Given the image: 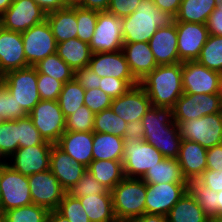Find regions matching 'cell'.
<instances>
[{
	"label": "cell",
	"instance_id": "34",
	"mask_svg": "<svg viewBox=\"0 0 222 222\" xmlns=\"http://www.w3.org/2000/svg\"><path fill=\"white\" fill-rule=\"evenodd\" d=\"M215 8V0H182L174 22L206 24Z\"/></svg>",
	"mask_w": 222,
	"mask_h": 222
},
{
	"label": "cell",
	"instance_id": "25",
	"mask_svg": "<svg viewBox=\"0 0 222 222\" xmlns=\"http://www.w3.org/2000/svg\"><path fill=\"white\" fill-rule=\"evenodd\" d=\"M56 145L71 158L86 167H88L90 162L93 160V131H65L59 138Z\"/></svg>",
	"mask_w": 222,
	"mask_h": 222
},
{
	"label": "cell",
	"instance_id": "48",
	"mask_svg": "<svg viewBox=\"0 0 222 222\" xmlns=\"http://www.w3.org/2000/svg\"><path fill=\"white\" fill-rule=\"evenodd\" d=\"M137 84H139V82L136 79L102 77L99 89L114 99L125 94L132 86Z\"/></svg>",
	"mask_w": 222,
	"mask_h": 222
},
{
	"label": "cell",
	"instance_id": "18",
	"mask_svg": "<svg viewBox=\"0 0 222 222\" xmlns=\"http://www.w3.org/2000/svg\"><path fill=\"white\" fill-rule=\"evenodd\" d=\"M29 66L21 33L4 29L0 25V73L5 75Z\"/></svg>",
	"mask_w": 222,
	"mask_h": 222
},
{
	"label": "cell",
	"instance_id": "74",
	"mask_svg": "<svg viewBox=\"0 0 222 222\" xmlns=\"http://www.w3.org/2000/svg\"><path fill=\"white\" fill-rule=\"evenodd\" d=\"M1 157H2V155H1V153H0V158H1ZM1 164H4V162L0 161V165H1Z\"/></svg>",
	"mask_w": 222,
	"mask_h": 222
},
{
	"label": "cell",
	"instance_id": "64",
	"mask_svg": "<svg viewBox=\"0 0 222 222\" xmlns=\"http://www.w3.org/2000/svg\"><path fill=\"white\" fill-rule=\"evenodd\" d=\"M207 222H222V218L221 217L209 218Z\"/></svg>",
	"mask_w": 222,
	"mask_h": 222
},
{
	"label": "cell",
	"instance_id": "51",
	"mask_svg": "<svg viewBox=\"0 0 222 222\" xmlns=\"http://www.w3.org/2000/svg\"><path fill=\"white\" fill-rule=\"evenodd\" d=\"M74 78L85 90L100 88L101 78L88 66L76 69L74 71Z\"/></svg>",
	"mask_w": 222,
	"mask_h": 222
},
{
	"label": "cell",
	"instance_id": "57",
	"mask_svg": "<svg viewBox=\"0 0 222 222\" xmlns=\"http://www.w3.org/2000/svg\"><path fill=\"white\" fill-rule=\"evenodd\" d=\"M111 0H78L75 4L84 9L107 11Z\"/></svg>",
	"mask_w": 222,
	"mask_h": 222
},
{
	"label": "cell",
	"instance_id": "22",
	"mask_svg": "<svg viewBox=\"0 0 222 222\" xmlns=\"http://www.w3.org/2000/svg\"><path fill=\"white\" fill-rule=\"evenodd\" d=\"M157 65L182 63L178 55L176 24L158 28L148 42Z\"/></svg>",
	"mask_w": 222,
	"mask_h": 222
},
{
	"label": "cell",
	"instance_id": "33",
	"mask_svg": "<svg viewBox=\"0 0 222 222\" xmlns=\"http://www.w3.org/2000/svg\"><path fill=\"white\" fill-rule=\"evenodd\" d=\"M124 140L114 134L93 132V160H122Z\"/></svg>",
	"mask_w": 222,
	"mask_h": 222
},
{
	"label": "cell",
	"instance_id": "54",
	"mask_svg": "<svg viewBox=\"0 0 222 222\" xmlns=\"http://www.w3.org/2000/svg\"><path fill=\"white\" fill-rule=\"evenodd\" d=\"M123 140L124 143H132L134 141H145L144 126L141 120H134L132 122L127 123Z\"/></svg>",
	"mask_w": 222,
	"mask_h": 222
},
{
	"label": "cell",
	"instance_id": "47",
	"mask_svg": "<svg viewBox=\"0 0 222 222\" xmlns=\"http://www.w3.org/2000/svg\"><path fill=\"white\" fill-rule=\"evenodd\" d=\"M0 114L6 120H16L27 116L3 83H0Z\"/></svg>",
	"mask_w": 222,
	"mask_h": 222
},
{
	"label": "cell",
	"instance_id": "13",
	"mask_svg": "<svg viewBox=\"0 0 222 222\" xmlns=\"http://www.w3.org/2000/svg\"><path fill=\"white\" fill-rule=\"evenodd\" d=\"M184 93L221 94L220 72L208 69L197 61L182 62Z\"/></svg>",
	"mask_w": 222,
	"mask_h": 222
},
{
	"label": "cell",
	"instance_id": "26",
	"mask_svg": "<svg viewBox=\"0 0 222 222\" xmlns=\"http://www.w3.org/2000/svg\"><path fill=\"white\" fill-rule=\"evenodd\" d=\"M122 51L131 73L138 82L158 66L147 42L123 44Z\"/></svg>",
	"mask_w": 222,
	"mask_h": 222
},
{
	"label": "cell",
	"instance_id": "2",
	"mask_svg": "<svg viewBox=\"0 0 222 222\" xmlns=\"http://www.w3.org/2000/svg\"><path fill=\"white\" fill-rule=\"evenodd\" d=\"M174 20L169 12L158 9L153 0H141L134 13L122 18L124 44L148 43L158 28L170 26Z\"/></svg>",
	"mask_w": 222,
	"mask_h": 222
},
{
	"label": "cell",
	"instance_id": "20",
	"mask_svg": "<svg viewBox=\"0 0 222 222\" xmlns=\"http://www.w3.org/2000/svg\"><path fill=\"white\" fill-rule=\"evenodd\" d=\"M52 146L53 144H39L18 148L11 156L14 157V163L9 166L26 176L49 170Z\"/></svg>",
	"mask_w": 222,
	"mask_h": 222
},
{
	"label": "cell",
	"instance_id": "17",
	"mask_svg": "<svg viewBox=\"0 0 222 222\" xmlns=\"http://www.w3.org/2000/svg\"><path fill=\"white\" fill-rule=\"evenodd\" d=\"M174 23L177 29L179 60L196 61L210 35L207 25L191 22Z\"/></svg>",
	"mask_w": 222,
	"mask_h": 222
},
{
	"label": "cell",
	"instance_id": "30",
	"mask_svg": "<svg viewBox=\"0 0 222 222\" xmlns=\"http://www.w3.org/2000/svg\"><path fill=\"white\" fill-rule=\"evenodd\" d=\"M166 218L167 222H207L209 219L189 190L171 208Z\"/></svg>",
	"mask_w": 222,
	"mask_h": 222
},
{
	"label": "cell",
	"instance_id": "73",
	"mask_svg": "<svg viewBox=\"0 0 222 222\" xmlns=\"http://www.w3.org/2000/svg\"><path fill=\"white\" fill-rule=\"evenodd\" d=\"M1 21H2V14L0 13V25H1Z\"/></svg>",
	"mask_w": 222,
	"mask_h": 222
},
{
	"label": "cell",
	"instance_id": "4",
	"mask_svg": "<svg viewBox=\"0 0 222 222\" xmlns=\"http://www.w3.org/2000/svg\"><path fill=\"white\" fill-rule=\"evenodd\" d=\"M115 218L133 220L145 213L146 183L138 178H124L112 190Z\"/></svg>",
	"mask_w": 222,
	"mask_h": 222
},
{
	"label": "cell",
	"instance_id": "68",
	"mask_svg": "<svg viewBox=\"0 0 222 222\" xmlns=\"http://www.w3.org/2000/svg\"><path fill=\"white\" fill-rule=\"evenodd\" d=\"M216 7L222 5V0H215Z\"/></svg>",
	"mask_w": 222,
	"mask_h": 222
},
{
	"label": "cell",
	"instance_id": "36",
	"mask_svg": "<svg viewBox=\"0 0 222 222\" xmlns=\"http://www.w3.org/2000/svg\"><path fill=\"white\" fill-rule=\"evenodd\" d=\"M37 73L45 74L66 83L74 78V71L57 53L40 60L35 66Z\"/></svg>",
	"mask_w": 222,
	"mask_h": 222
},
{
	"label": "cell",
	"instance_id": "5",
	"mask_svg": "<svg viewBox=\"0 0 222 222\" xmlns=\"http://www.w3.org/2000/svg\"><path fill=\"white\" fill-rule=\"evenodd\" d=\"M174 122L183 140L197 142L206 149L222 144V112Z\"/></svg>",
	"mask_w": 222,
	"mask_h": 222
},
{
	"label": "cell",
	"instance_id": "8",
	"mask_svg": "<svg viewBox=\"0 0 222 222\" xmlns=\"http://www.w3.org/2000/svg\"><path fill=\"white\" fill-rule=\"evenodd\" d=\"M162 159V153L146 141L124 143L122 163L125 178L141 179Z\"/></svg>",
	"mask_w": 222,
	"mask_h": 222
},
{
	"label": "cell",
	"instance_id": "41",
	"mask_svg": "<svg viewBox=\"0 0 222 222\" xmlns=\"http://www.w3.org/2000/svg\"><path fill=\"white\" fill-rule=\"evenodd\" d=\"M19 148L18 123L6 120L0 125V153L2 157H9Z\"/></svg>",
	"mask_w": 222,
	"mask_h": 222
},
{
	"label": "cell",
	"instance_id": "27",
	"mask_svg": "<svg viewBox=\"0 0 222 222\" xmlns=\"http://www.w3.org/2000/svg\"><path fill=\"white\" fill-rule=\"evenodd\" d=\"M46 20L50 25L56 43L77 38L76 4H70L68 7L48 13Z\"/></svg>",
	"mask_w": 222,
	"mask_h": 222
},
{
	"label": "cell",
	"instance_id": "55",
	"mask_svg": "<svg viewBox=\"0 0 222 222\" xmlns=\"http://www.w3.org/2000/svg\"><path fill=\"white\" fill-rule=\"evenodd\" d=\"M207 168L208 170L222 171V144L215 145L207 149Z\"/></svg>",
	"mask_w": 222,
	"mask_h": 222
},
{
	"label": "cell",
	"instance_id": "28",
	"mask_svg": "<svg viewBox=\"0 0 222 222\" xmlns=\"http://www.w3.org/2000/svg\"><path fill=\"white\" fill-rule=\"evenodd\" d=\"M56 53L73 71L88 66L93 54L89 43L79 38L57 43Z\"/></svg>",
	"mask_w": 222,
	"mask_h": 222
},
{
	"label": "cell",
	"instance_id": "24",
	"mask_svg": "<svg viewBox=\"0 0 222 222\" xmlns=\"http://www.w3.org/2000/svg\"><path fill=\"white\" fill-rule=\"evenodd\" d=\"M207 149L197 142L183 140L177 160L187 182L197 180L207 168Z\"/></svg>",
	"mask_w": 222,
	"mask_h": 222
},
{
	"label": "cell",
	"instance_id": "67",
	"mask_svg": "<svg viewBox=\"0 0 222 222\" xmlns=\"http://www.w3.org/2000/svg\"><path fill=\"white\" fill-rule=\"evenodd\" d=\"M5 121L6 119L4 118V116L0 114V125H2Z\"/></svg>",
	"mask_w": 222,
	"mask_h": 222
},
{
	"label": "cell",
	"instance_id": "44",
	"mask_svg": "<svg viewBox=\"0 0 222 222\" xmlns=\"http://www.w3.org/2000/svg\"><path fill=\"white\" fill-rule=\"evenodd\" d=\"M98 11L84 9L76 5V19L78 23L77 38L90 43L97 23Z\"/></svg>",
	"mask_w": 222,
	"mask_h": 222
},
{
	"label": "cell",
	"instance_id": "23",
	"mask_svg": "<svg viewBox=\"0 0 222 222\" xmlns=\"http://www.w3.org/2000/svg\"><path fill=\"white\" fill-rule=\"evenodd\" d=\"M88 67L100 78L135 79L122 50L93 53Z\"/></svg>",
	"mask_w": 222,
	"mask_h": 222
},
{
	"label": "cell",
	"instance_id": "60",
	"mask_svg": "<svg viewBox=\"0 0 222 222\" xmlns=\"http://www.w3.org/2000/svg\"><path fill=\"white\" fill-rule=\"evenodd\" d=\"M131 222H167V218L163 215L144 213L142 216L131 220Z\"/></svg>",
	"mask_w": 222,
	"mask_h": 222
},
{
	"label": "cell",
	"instance_id": "39",
	"mask_svg": "<svg viewBox=\"0 0 222 222\" xmlns=\"http://www.w3.org/2000/svg\"><path fill=\"white\" fill-rule=\"evenodd\" d=\"M199 64L208 69L222 71V36L210 34L205 45L201 49Z\"/></svg>",
	"mask_w": 222,
	"mask_h": 222
},
{
	"label": "cell",
	"instance_id": "1",
	"mask_svg": "<svg viewBox=\"0 0 222 222\" xmlns=\"http://www.w3.org/2000/svg\"><path fill=\"white\" fill-rule=\"evenodd\" d=\"M145 141L164 158L177 159L182 141L172 107L151 106L142 118Z\"/></svg>",
	"mask_w": 222,
	"mask_h": 222
},
{
	"label": "cell",
	"instance_id": "14",
	"mask_svg": "<svg viewBox=\"0 0 222 222\" xmlns=\"http://www.w3.org/2000/svg\"><path fill=\"white\" fill-rule=\"evenodd\" d=\"M46 12L34 0H13L2 14L4 29L23 33L34 25L46 20Z\"/></svg>",
	"mask_w": 222,
	"mask_h": 222
},
{
	"label": "cell",
	"instance_id": "6",
	"mask_svg": "<svg viewBox=\"0 0 222 222\" xmlns=\"http://www.w3.org/2000/svg\"><path fill=\"white\" fill-rule=\"evenodd\" d=\"M37 78L38 73L34 66L10 71L3 75L2 83L27 115L41 100Z\"/></svg>",
	"mask_w": 222,
	"mask_h": 222
},
{
	"label": "cell",
	"instance_id": "12",
	"mask_svg": "<svg viewBox=\"0 0 222 222\" xmlns=\"http://www.w3.org/2000/svg\"><path fill=\"white\" fill-rule=\"evenodd\" d=\"M222 112V94L183 93L173 107L174 120H190Z\"/></svg>",
	"mask_w": 222,
	"mask_h": 222
},
{
	"label": "cell",
	"instance_id": "46",
	"mask_svg": "<svg viewBox=\"0 0 222 222\" xmlns=\"http://www.w3.org/2000/svg\"><path fill=\"white\" fill-rule=\"evenodd\" d=\"M68 193L76 198H80L89 194H111V191L95 179L89 171H86Z\"/></svg>",
	"mask_w": 222,
	"mask_h": 222
},
{
	"label": "cell",
	"instance_id": "58",
	"mask_svg": "<svg viewBox=\"0 0 222 222\" xmlns=\"http://www.w3.org/2000/svg\"><path fill=\"white\" fill-rule=\"evenodd\" d=\"M46 14L68 7L70 3L68 0H34Z\"/></svg>",
	"mask_w": 222,
	"mask_h": 222
},
{
	"label": "cell",
	"instance_id": "66",
	"mask_svg": "<svg viewBox=\"0 0 222 222\" xmlns=\"http://www.w3.org/2000/svg\"><path fill=\"white\" fill-rule=\"evenodd\" d=\"M220 91L222 94V71L220 72Z\"/></svg>",
	"mask_w": 222,
	"mask_h": 222
},
{
	"label": "cell",
	"instance_id": "15",
	"mask_svg": "<svg viewBox=\"0 0 222 222\" xmlns=\"http://www.w3.org/2000/svg\"><path fill=\"white\" fill-rule=\"evenodd\" d=\"M28 183L33 204L48 211L56 210L66 193L50 169L29 175Z\"/></svg>",
	"mask_w": 222,
	"mask_h": 222
},
{
	"label": "cell",
	"instance_id": "3",
	"mask_svg": "<svg viewBox=\"0 0 222 222\" xmlns=\"http://www.w3.org/2000/svg\"><path fill=\"white\" fill-rule=\"evenodd\" d=\"M139 84L147 93L152 106L173 108L184 93L182 63L158 65Z\"/></svg>",
	"mask_w": 222,
	"mask_h": 222
},
{
	"label": "cell",
	"instance_id": "56",
	"mask_svg": "<svg viewBox=\"0 0 222 222\" xmlns=\"http://www.w3.org/2000/svg\"><path fill=\"white\" fill-rule=\"evenodd\" d=\"M209 34L222 36V5L214 9L206 23Z\"/></svg>",
	"mask_w": 222,
	"mask_h": 222
},
{
	"label": "cell",
	"instance_id": "35",
	"mask_svg": "<svg viewBox=\"0 0 222 222\" xmlns=\"http://www.w3.org/2000/svg\"><path fill=\"white\" fill-rule=\"evenodd\" d=\"M84 94L85 89L75 78L63 84L57 102L65 118L84 105Z\"/></svg>",
	"mask_w": 222,
	"mask_h": 222
},
{
	"label": "cell",
	"instance_id": "16",
	"mask_svg": "<svg viewBox=\"0 0 222 222\" xmlns=\"http://www.w3.org/2000/svg\"><path fill=\"white\" fill-rule=\"evenodd\" d=\"M188 191V183L146 184L145 213L166 216Z\"/></svg>",
	"mask_w": 222,
	"mask_h": 222
},
{
	"label": "cell",
	"instance_id": "9",
	"mask_svg": "<svg viewBox=\"0 0 222 222\" xmlns=\"http://www.w3.org/2000/svg\"><path fill=\"white\" fill-rule=\"evenodd\" d=\"M28 116L45 141L56 144L65 132V117L57 101L40 100Z\"/></svg>",
	"mask_w": 222,
	"mask_h": 222
},
{
	"label": "cell",
	"instance_id": "31",
	"mask_svg": "<svg viewBox=\"0 0 222 222\" xmlns=\"http://www.w3.org/2000/svg\"><path fill=\"white\" fill-rule=\"evenodd\" d=\"M87 171L109 191L125 178L122 160H92Z\"/></svg>",
	"mask_w": 222,
	"mask_h": 222
},
{
	"label": "cell",
	"instance_id": "61",
	"mask_svg": "<svg viewBox=\"0 0 222 222\" xmlns=\"http://www.w3.org/2000/svg\"><path fill=\"white\" fill-rule=\"evenodd\" d=\"M47 222H70L68 219L59 214L56 210L49 211Z\"/></svg>",
	"mask_w": 222,
	"mask_h": 222
},
{
	"label": "cell",
	"instance_id": "45",
	"mask_svg": "<svg viewBox=\"0 0 222 222\" xmlns=\"http://www.w3.org/2000/svg\"><path fill=\"white\" fill-rule=\"evenodd\" d=\"M15 121L18 123L19 148L39 144H52L44 140L28 115Z\"/></svg>",
	"mask_w": 222,
	"mask_h": 222
},
{
	"label": "cell",
	"instance_id": "65",
	"mask_svg": "<svg viewBox=\"0 0 222 222\" xmlns=\"http://www.w3.org/2000/svg\"><path fill=\"white\" fill-rule=\"evenodd\" d=\"M111 222H131V220H124V219H117L115 218L113 221Z\"/></svg>",
	"mask_w": 222,
	"mask_h": 222
},
{
	"label": "cell",
	"instance_id": "59",
	"mask_svg": "<svg viewBox=\"0 0 222 222\" xmlns=\"http://www.w3.org/2000/svg\"><path fill=\"white\" fill-rule=\"evenodd\" d=\"M153 2L158 9L169 12L175 17L179 11L182 0H153Z\"/></svg>",
	"mask_w": 222,
	"mask_h": 222
},
{
	"label": "cell",
	"instance_id": "71",
	"mask_svg": "<svg viewBox=\"0 0 222 222\" xmlns=\"http://www.w3.org/2000/svg\"><path fill=\"white\" fill-rule=\"evenodd\" d=\"M78 0H68L70 4H75Z\"/></svg>",
	"mask_w": 222,
	"mask_h": 222
},
{
	"label": "cell",
	"instance_id": "69",
	"mask_svg": "<svg viewBox=\"0 0 222 222\" xmlns=\"http://www.w3.org/2000/svg\"><path fill=\"white\" fill-rule=\"evenodd\" d=\"M2 164L0 165V180H1ZM0 203H1V187H0Z\"/></svg>",
	"mask_w": 222,
	"mask_h": 222
},
{
	"label": "cell",
	"instance_id": "40",
	"mask_svg": "<svg viewBox=\"0 0 222 222\" xmlns=\"http://www.w3.org/2000/svg\"><path fill=\"white\" fill-rule=\"evenodd\" d=\"M49 211L36 204L22 206L5 211L6 222H47Z\"/></svg>",
	"mask_w": 222,
	"mask_h": 222
},
{
	"label": "cell",
	"instance_id": "21",
	"mask_svg": "<svg viewBox=\"0 0 222 222\" xmlns=\"http://www.w3.org/2000/svg\"><path fill=\"white\" fill-rule=\"evenodd\" d=\"M49 169L66 192H69L87 171L86 166L71 158L56 144L51 148Z\"/></svg>",
	"mask_w": 222,
	"mask_h": 222
},
{
	"label": "cell",
	"instance_id": "70",
	"mask_svg": "<svg viewBox=\"0 0 222 222\" xmlns=\"http://www.w3.org/2000/svg\"><path fill=\"white\" fill-rule=\"evenodd\" d=\"M0 222H6L3 214L0 212Z\"/></svg>",
	"mask_w": 222,
	"mask_h": 222
},
{
	"label": "cell",
	"instance_id": "72",
	"mask_svg": "<svg viewBox=\"0 0 222 222\" xmlns=\"http://www.w3.org/2000/svg\"><path fill=\"white\" fill-rule=\"evenodd\" d=\"M3 75L0 73V83H2Z\"/></svg>",
	"mask_w": 222,
	"mask_h": 222
},
{
	"label": "cell",
	"instance_id": "37",
	"mask_svg": "<svg viewBox=\"0 0 222 222\" xmlns=\"http://www.w3.org/2000/svg\"><path fill=\"white\" fill-rule=\"evenodd\" d=\"M188 190L209 218L219 217L216 191L204 186L198 180L189 181Z\"/></svg>",
	"mask_w": 222,
	"mask_h": 222
},
{
	"label": "cell",
	"instance_id": "50",
	"mask_svg": "<svg viewBox=\"0 0 222 222\" xmlns=\"http://www.w3.org/2000/svg\"><path fill=\"white\" fill-rule=\"evenodd\" d=\"M113 99L100 89L85 90L84 105L94 114L111 107Z\"/></svg>",
	"mask_w": 222,
	"mask_h": 222
},
{
	"label": "cell",
	"instance_id": "7",
	"mask_svg": "<svg viewBox=\"0 0 222 222\" xmlns=\"http://www.w3.org/2000/svg\"><path fill=\"white\" fill-rule=\"evenodd\" d=\"M0 212L33 204L28 176L15 171L8 163L2 164Z\"/></svg>",
	"mask_w": 222,
	"mask_h": 222
},
{
	"label": "cell",
	"instance_id": "49",
	"mask_svg": "<svg viewBox=\"0 0 222 222\" xmlns=\"http://www.w3.org/2000/svg\"><path fill=\"white\" fill-rule=\"evenodd\" d=\"M63 82L45 74L38 73L37 86L41 100L57 101L60 96Z\"/></svg>",
	"mask_w": 222,
	"mask_h": 222
},
{
	"label": "cell",
	"instance_id": "42",
	"mask_svg": "<svg viewBox=\"0 0 222 222\" xmlns=\"http://www.w3.org/2000/svg\"><path fill=\"white\" fill-rule=\"evenodd\" d=\"M95 114L85 105L65 118V131H93Z\"/></svg>",
	"mask_w": 222,
	"mask_h": 222
},
{
	"label": "cell",
	"instance_id": "52",
	"mask_svg": "<svg viewBox=\"0 0 222 222\" xmlns=\"http://www.w3.org/2000/svg\"><path fill=\"white\" fill-rule=\"evenodd\" d=\"M141 0H111L107 12L119 18L131 15L137 10Z\"/></svg>",
	"mask_w": 222,
	"mask_h": 222
},
{
	"label": "cell",
	"instance_id": "63",
	"mask_svg": "<svg viewBox=\"0 0 222 222\" xmlns=\"http://www.w3.org/2000/svg\"><path fill=\"white\" fill-rule=\"evenodd\" d=\"M217 203L219 205V217L222 218V190L217 192Z\"/></svg>",
	"mask_w": 222,
	"mask_h": 222
},
{
	"label": "cell",
	"instance_id": "32",
	"mask_svg": "<svg viewBox=\"0 0 222 222\" xmlns=\"http://www.w3.org/2000/svg\"><path fill=\"white\" fill-rule=\"evenodd\" d=\"M79 200L90 222H111L115 219L112 194H89Z\"/></svg>",
	"mask_w": 222,
	"mask_h": 222
},
{
	"label": "cell",
	"instance_id": "10",
	"mask_svg": "<svg viewBox=\"0 0 222 222\" xmlns=\"http://www.w3.org/2000/svg\"><path fill=\"white\" fill-rule=\"evenodd\" d=\"M122 18L107 11H98L97 23L89 43L93 53H104L122 50Z\"/></svg>",
	"mask_w": 222,
	"mask_h": 222
},
{
	"label": "cell",
	"instance_id": "62",
	"mask_svg": "<svg viewBox=\"0 0 222 222\" xmlns=\"http://www.w3.org/2000/svg\"><path fill=\"white\" fill-rule=\"evenodd\" d=\"M13 0H0V13L3 14L12 4Z\"/></svg>",
	"mask_w": 222,
	"mask_h": 222
},
{
	"label": "cell",
	"instance_id": "29",
	"mask_svg": "<svg viewBox=\"0 0 222 222\" xmlns=\"http://www.w3.org/2000/svg\"><path fill=\"white\" fill-rule=\"evenodd\" d=\"M146 184L188 183L184 178L177 159L164 158L154 167L149 168L141 178Z\"/></svg>",
	"mask_w": 222,
	"mask_h": 222
},
{
	"label": "cell",
	"instance_id": "11",
	"mask_svg": "<svg viewBox=\"0 0 222 222\" xmlns=\"http://www.w3.org/2000/svg\"><path fill=\"white\" fill-rule=\"evenodd\" d=\"M21 35L26 61L30 66L56 53L57 43L47 20L32 26Z\"/></svg>",
	"mask_w": 222,
	"mask_h": 222
},
{
	"label": "cell",
	"instance_id": "38",
	"mask_svg": "<svg viewBox=\"0 0 222 222\" xmlns=\"http://www.w3.org/2000/svg\"><path fill=\"white\" fill-rule=\"evenodd\" d=\"M126 126L127 122L108 108L95 114L93 132L114 134L123 138Z\"/></svg>",
	"mask_w": 222,
	"mask_h": 222
},
{
	"label": "cell",
	"instance_id": "43",
	"mask_svg": "<svg viewBox=\"0 0 222 222\" xmlns=\"http://www.w3.org/2000/svg\"><path fill=\"white\" fill-rule=\"evenodd\" d=\"M56 211L70 222H90L79 198L65 193Z\"/></svg>",
	"mask_w": 222,
	"mask_h": 222
},
{
	"label": "cell",
	"instance_id": "19",
	"mask_svg": "<svg viewBox=\"0 0 222 222\" xmlns=\"http://www.w3.org/2000/svg\"><path fill=\"white\" fill-rule=\"evenodd\" d=\"M151 101L140 84L132 86L125 94L114 98L111 109L127 123L142 120L151 107Z\"/></svg>",
	"mask_w": 222,
	"mask_h": 222
},
{
	"label": "cell",
	"instance_id": "53",
	"mask_svg": "<svg viewBox=\"0 0 222 222\" xmlns=\"http://www.w3.org/2000/svg\"><path fill=\"white\" fill-rule=\"evenodd\" d=\"M204 186L219 192L222 190V171L206 169L197 179Z\"/></svg>",
	"mask_w": 222,
	"mask_h": 222
}]
</instances>
